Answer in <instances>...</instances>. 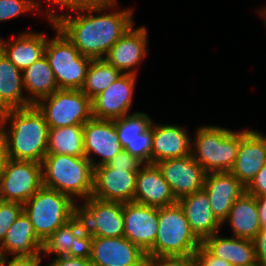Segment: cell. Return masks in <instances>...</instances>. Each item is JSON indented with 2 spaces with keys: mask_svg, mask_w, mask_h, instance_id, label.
I'll return each mask as SVG.
<instances>
[{
  "mask_svg": "<svg viewBox=\"0 0 266 266\" xmlns=\"http://www.w3.org/2000/svg\"><path fill=\"white\" fill-rule=\"evenodd\" d=\"M111 4V3H117V0H79L80 4Z\"/></svg>",
  "mask_w": 266,
  "mask_h": 266,
  "instance_id": "cell-45",
  "label": "cell"
},
{
  "mask_svg": "<svg viewBox=\"0 0 266 266\" xmlns=\"http://www.w3.org/2000/svg\"><path fill=\"white\" fill-rule=\"evenodd\" d=\"M23 211L37 237L44 242L78 213V205L70 196L42 186L23 204Z\"/></svg>",
  "mask_w": 266,
  "mask_h": 266,
  "instance_id": "cell-5",
  "label": "cell"
},
{
  "mask_svg": "<svg viewBox=\"0 0 266 266\" xmlns=\"http://www.w3.org/2000/svg\"><path fill=\"white\" fill-rule=\"evenodd\" d=\"M47 19L52 23L56 36L47 39L45 56L53 70L57 86L59 89L81 90L92 59L80 53L50 15Z\"/></svg>",
  "mask_w": 266,
  "mask_h": 266,
  "instance_id": "cell-6",
  "label": "cell"
},
{
  "mask_svg": "<svg viewBox=\"0 0 266 266\" xmlns=\"http://www.w3.org/2000/svg\"><path fill=\"white\" fill-rule=\"evenodd\" d=\"M0 122L7 135L9 158L42 163L47 154L49 126L35 105L6 110Z\"/></svg>",
  "mask_w": 266,
  "mask_h": 266,
  "instance_id": "cell-2",
  "label": "cell"
},
{
  "mask_svg": "<svg viewBox=\"0 0 266 266\" xmlns=\"http://www.w3.org/2000/svg\"><path fill=\"white\" fill-rule=\"evenodd\" d=\"M83 133L85 157L94 168L107 164L124 149L120 144L114 120L92 117L84 124ZM92 153L100 156L98 163L94 161Z\"/></svg>",
  "mask_w": 266,
  "mask_h": 266,
  "instance_id": "cell-16",
  "label": "cell"
},
{
  "mask_svg": "<svg viewBox=\"0 0 266 266\" xmlns=\"http://www.w3.org/2000/svg\"><path fill=\"white\" fill-rule=\"evenodd\" d=\"M41 4L36 0H0V22L19 17L23 13L40 11Z\"/></svg>",
  "mask_w": 266,
  "mask_h": 266,
  "instance_id": "cell-33",
  "label": "cell"
},
{
  "mask_svg": "<svg viewBox=\"0 0 266 266\" xmlns=\"http://www.w3.org/2000/svg\"><path fill=\"white\" fill-rule=\"evenodd\" d=\"M266 163V136L256 130L239 131V148L231 173L247 187Z\"/></svg>",
  "mask_w": 266,
  "mask_h": 266,
  "instance_id": "cell-19",
  "label": "cell"
},
{
  "mask_svg": "<svg viewBox=\"0 0 266 266\" xmlns=\"http://www.w3.org/2000/svg\"><path fill=\"white\" fill-rule=\"evenodd\" d=\"M159 229L147 256L195 255L202 242L191 230L181 206L176 203L158 208Z\"/></svg>",
  "mask_w": 266,
  "mask_h": 266,
  "instance_id": "cell-7",
  "label": "cell"
},
{
  "mask_svg": "<svg viewBox=\"0 0 266 266\" xmlns=\"http://www.w3.org/2000/svg\"><path fill=\"white\" fill-rule=\"evenodd\" d=\"M2 115H3V111L0 109V118H1Z\"/></svg>",
  "mask_w": 266,
  "mask_h": 266,
  "instance_id": "cell-48",
  "label": "cell"
},
{
  "mask_svg": "<svg viewBox=\"0 0 266 266\" xmlns=\"http://www.w3.org/2000/svg\"><path fill=\"white\" fill-rule=\"evenodd\" d=\"M121 74L105 59H92L81 91L92 100L115 82Z\"/></svg>",
  "mask_w": 266,
  "mask_h": 266,
  "instance_id": "cell-32",
  "label": "cell"
},
{
  "mask_svg": "<svg viewBox=\"0 0 266 266\" xmlns=\"http://www.w3.org/2000/svg\"><path fill=\"white\" fill-rule=\"evenodd\" d=\"M122 147L143 164L151 163L152 120L144 112H133L115 119Z\"/></svg>",
  "mask_w": 266,
  "mask_h": 266,
  "instance_id": "cell-12",
  "label": "cell"
},
{
  "mask_svg": "<svg viewBox=\"0 0 266 266\" xmlns=\"http://www.w3.org/2000/svg\"><path fill=\"white\" fill-rule=\"evenodd\" d=\"M116 6L117 3L66 4L59 8L75 11L78 15L73 17L71 13L65 15L53 10L50 16L82 55L91 59H104L111 47L134 24L131 8L105 13V9L111 11ZM93 12L102 14L94 15Z\"/></svg>",
  "mask_w": 266,
  "mask_h": 266,
  "instance_id": "cell-1",
  "label": "cell"
},
{
  "mask_svg": "<svg viewBox=\"0 0 266 266\" xmlns=\"http://www.w3.org/2000/svg\"><path fill=\"white\" fill-rule=\"evenodd\" d=\"M177 201L158 166L143 164L136 175L134 202L160 208Z\"/></svg>",
  "mask_w": 266,
  "mask_h": 266,
  "instance_id": "cell-22",
  "label": "cell"
},
{
  "mask_svg": "<svg viewBox=\"0 0 266 266\" xmlns=\"http://www.w3.org/2000/svg\"><path fill=\"white\" fill-rule=\"evenodd\" d=\"M202 245L211 254L226 260L232 266H248L257 261L255 246L250 239L223 237L218 232L205 239Z\"/></svg>",
  "mask_w": 266,
  "mask_h": 266,
  "instance_id": "cell-27",
  "label": "cell"
},
{
  "mask_svg": "<svg viewBox=\"0 0 266 266\" xmlns=\"http://www.w3.org/2000/svg\"><path fill=\"white\" fill-rule=\"evenodd\" d=\"M93 266H145L147 254L126 237H88Z\"/></svg>",
  "mask_w": 266,
  "mask_h": 266,
  "instance_id": "cell-11",
  "label": "cell"
},
{
  "mask_svg": "<svg viewBox=\"0 0 266 266\" xmlns=\"http://www.w3.org/2000/svg\"><path fill=\"white\" fill-rule=\"evenodd\" d=\"M136 75L121 74L107 89L92 99L94 118L115 120L130 113Z\"/></svg>",
  "mask_w": 266,
  "mask_h": 266,
  "instance_id": "cell-15",
  "label": "cell"
},
{
  "mask_svg": "<svg viewBox=\"0 0 266 266\" xmlns=\"http://www.w3.org/2000/svg\"><path fill=\"white\" fill-rule=\"evenodd\" d=\"M137 172L111 168L106 164L95 167L92 196L105 201H134Z\"/></svg>",
  "mask_w": 266,
  "mask_h": 266,
  "instance_id": "cell-18",
  "label": "cell"
},
{
  "mask_svg": "<svg viewBox=\"0 0 266 266\" xmlns=\"http://www.w3.org/2000/svg\"><path fill=\"white\" fill-rule=\"evenodd\" d=\"M246 191L256 197L266 196V163L246 187Z\"/></svg>",
  "mask_w": 266,
  "mask_h": 266,
  "instance_id": "cell-39",
  "label": "cell"
},
{
  "mask_svg": "<svg viewBox=\"0 0 266 266\" xmlns=\"http://www.w3.org/2000/svg\"><path fill=\"white\" fill-rule=\"evenodd\" d=\"M84 125L49 128L47 154L85 156Z\"/></svg>",
  "mask_w": 266,
  "mask_h": 266,
  "instance_id": "cell-31",
  "label": "cell"
},
{
  "mask_svg": "<svg viewBox=\"0 0 266 266\" xmlns=\"http://www.w3.org/2000/svg\"><path fill=\"white\" fill-rule=\"evenodd\" d=\"M12 41L0 38V50L21 71L45 55V33L22 32Z\"/></svg>",
  "mask_w": 266,
  "mask_h": 266,
  "instance_id": "cell-25",
  "label": "cell"
},
{
  "mask_svg": "<svg viewBox=\"0 0 266 266\" xmlns=\"http://www.w3.org/2000/svg\"><path fill=\"white\" fill-rule=\"evenodd\" d=\"M87 246V230L83 218L77 213L43 242L41 253L44 256L53 253L56 258L83 256L87 254Z\"/></svg>",
  "mask_w": 266,
  "mask_h": 266,
  "instance_id": "cell-21",
  "label": "cell"
},
{
  "mask_svg": "<svg viewBox=\"0 0 266 266\" xmlns=\"http://www.w3.org/2000/svg\"><path fill=\"white\" fill-rule=\"evenodd\" d=\"M106 165L111 168L126 169L127 171H139L143 163L123 149Z\"/></svg>",
  "mask_w": 266,
  "mask_h": 266,
  "instance_id": "cell-36",
  "label": "cell"
},
{
  "mask_svg": "<svg viewBox=\"0 0 266 266\" xmlns=\"http://www.w3.org/2000/svg\"><path fill=\"white\" fill-rule=\"evenodd\" d=\"M42 186L41 163L9 158L0 172L2 201L25 204Z\"/></svg>",
  "mask_w": 266,
  "mask_h": 266,
  "instance_id": "cell-9",
  "label": "cell"
},
{
  "mask_svg": "<svg viewBox=\"0 0 266 266\" xmlns=\"http://www.w3.org/2000/svg\"><path fill=\"white\" fill-rule=\"evenodd\" d=\"M42 253L30 256H13L7 261V256L0 258V266H41Z\"/></svg>",
  "mask_w": 266,
  "mask_h": 266,
  "instance_id": "cell-38",
  "label": "cell"
},
{
  "mask_svg": "<svg viewBox=\"0 0 266 266\" xmlns=\"http://www.w3.org/2000/svg\"><path fill=\"white\" fill-rule=\"evenodd\" d=\"M259 211V221L262 228H266V196L256 197Z\"/></svg>",
  "mask_w": 266,
  "mask_h": 266,
  "instance_id": "cell-43",
  "label": "cell"
},
{
  "mask_svg": "<svg viewBox=\"0 0 266 266\" xmlns=\"http://www.w3.org/2000/svg\"><path fill=\"white\" fill-rule=\"evenodd\" d=\"M194 257L199 266H232L226 260L211 254L203 245L198 248Z\"/></svg>",
  "mask_w": 266,
  "mask_h": 266,
  "instance_id": "cell-37",
  "label": "cell"
},
{
  "mask_svg": "<svg viewBox=\"0 0 266 266\" xmlns=\"http://www.w3.org/2000/svg\"><path fill=\"white\" fill-rule=\"evenodd\" d=\"M248 266H264V265H262L259 261H256L254 264Z\"/></svg>",
  "mask_w": 266,
  "mask_h": 266,
  "instance_id": "cell-47",
  "label": "cell"
},
{
  "mask_svg": "<svg viewBox=\"0 0 266 266\" xmlns=\"http://www.w3.org/2000/svg\"><path fill=\"white\" fill-rule=\"evenodd\" d=\"M23 91L22 71L0 50V109L4 112L32 106Z\"/></svg>",
  "mask_w": 266,
  "mask_h": 266,
  "instance_id": "cell-28",
  "label": "cell"
},
{
  "mask_svg": "<svg viewBox=\"0 0 266 266\" xmlns=\"http://www.w3.org/2000/svg\"><path fill=\"white\" fill-rule=\"evenodd\" d=\"M123 202L105 201L93 196L78 205L88 237L124 236Z\"/></svg>",
  "mask_w": 266,
  "mask_h": 266,
  "instance_id": "cell-10",
  "label": "cell"
},
{
  "mask_svg": "<svg viewBox=\"0 0 266 266\" xmlns=\"http://www.w3.org/2000/svg\"><path fill=\"white\" fill-rule=\"evenodd\" d=\"M35 106L49 128L84 125L92 117V100L81 90L59 89L41 98Z\"/></svg>",
  "mask_w": 266,
  "mask_h": 266,
  "instance_id": "cell-8",
  "label": "cell"
},
{
  "mask_svg": "<svg viewBox=\"0 0 266 266\" xmlns=\"http://www.w3.org/2000/svg\"><path fill=\"white\" fill-rule=\"evenodd\" d=\"M42 244L43 242L37 237L30 219L22 211L0 244V257H5L7 253L12 256L37 254L41 252Z\"/></svg>",
  "mask_w": 266,
  "mask_h": 266,
  "instance_id": "cell-26",
  "label": "cell"
},
{
  "mask_svg": "<svg viewBox=\"0 0 266 266\" xmlns=\"http://www.w3.org/2000/svg\"><path fill=\"white\" fill-rule=\"evenodd\" d=\"M43 187L84 200L92 196L94 167L85 157L46 154L42 163Z\"/></svg>",
  "mask_w": 266,
  "mask_h": 266,
  "instance_id": "cell-3",
  "label": "cell"
},
{
  "mask_svg": "<svg viewBox=\"0 0 266 266\" xmlns=\"http://www.w3.org/2000/svg\"><path fill=\"white\" fill-rule=\"evenodd\" d=\"M46 266H93L88 253L83 256H65L54 258Z\"/></svg>",
  "mask_w": 266,
  "mask_h": 266,
  "instance_id": "cell-40",
  "label": "cell"
},
{
  "mask_svg": "<svg viewBox=\"0 0 266 266\" xmlns=\"http://www.w3.org/2000/svg\"><path fill=\"white\" fill-rule=\"evenodd\" d=\"M177 203L183 209L191 230L201 242L220 232L223 225L214 216L208 195L203 189L180 198Z\"/></svg>",
  "mask_w": 266,
  "mask_h": 266,
  "instance_id": "cell-24",
  "label": "cell"
},
{
  "mask_svg": "<svg viewBox=\"0 0 266 266\" xmlns=\"http://www.w3.org/2000/svg\"><path fill=\"white\" fill-rule=\"evenodd\" d=\"M203 190L208 195L214 216L223 224L246 187L230 171H222L206 173Z\"/></svg>",
  "mask_w": 266,
  "mask_h": 266,
  "instance_id": "cell-20",
  "label": "cell"
},
{
  "mask_svg": "<svg viewBox=\"0 0 266 266\" xmlns=\"http://www.w3.org/2000/svg\"><path fill=\"white\" fill-rule=\"evenodd\" d=\"M156 165L177 200L203 189L206 172L192 154L166 159Z\"/></svg>",
  "mask_w": 266,
  "mask_h": 266,
  "instance_id": "cell-14",
  "label": "cell"
},
{
  "mask_svg": "<svg viewBox=\"0 0 266 266\" xmlns=\"http://www.w3.org/2000/svg\"><path fill=\"white\" fill-rule=\"evenodd\" d=\"M23 85L28 92L29 101L35 105L41 98L59 90L47 57L44 55L39 60L22 71Z\"/></svg>",
  "mask_w": 266,
  "mask_h": 266,
  "instance_id": "cell-30",
  "label": "cell"
},
{
  "mask_svg": "<svg viewBox=\"0 0 266 266\" xmlns=\"http://www.w3.org/2000/svg\"><path fill=\"white\" fill-rule=\"evenodd\" d=\"M192 139L191 154L206 173L231 171L239 148V131L201 126Z\"/></svg>",
  "mask_w": 266,
  "mask_h": 266,
  "instance_id": "cell-4",
  "label": "cell"
},
{
  "mask_svg": "<svg viewBox=\"0 0 266 266\" xmlns=\"http://www.w3.org/2000/svg\"><path fill=\"white\" fill-rule=\"evenodd\" d=\"M256 259L266 266V228H262L253 239Z\"/></svg>",
  "mask_w": 266,
  "mask_h": 266,
  "instance_id": "cell-41",
  "label": "cell"
},
{
  "mask_svg": "<svg viewBox=\"0 0 266 266\" xmlns=\"http://www.w3.org/2000/svg\"><path fill=\"white\" fill-rule=\"evenodd\" d=\"M46 2L48 1L50 8H47V13L46 15L49 16L51 12L53 11V8L51 9V5L56 4V6L60 7L62 5L66 4H71V5H79V0H45Z\"/></svg>",
  "mask_w": 266,
  "mask_h": 266,
  "instance_id": "cell-44",
  "label": "cell"
},
{
  "mask_svg": "<svg viewBox=\"0 0 266 266\" xmlns=\"http://www.w3.org/2000/svg\"><path fill=\"white\" fill-rule=\"evenodd\" d=\"M259 12H260L259 14L262 15L264 18L263 20L265 22V27H266V8L264 7V9Z\"/></svg>",
  "mask_w": 266,
  "mask_h": 266,
  "instance_id": "cell-46",
  "label": "cell"
},
{
  "mask_svg": "<svg viewBox=\"0 0 266 266\" xmlns=\"http://www.w3.org/2000/svg\"><path fill=\"white\" fill-rule=\"evenodd\" d=\"M8 160H9V154H8L7 135L5 132V128L0 122V172Z\"/></svg>",
  "mask_w": 266,
  "mask_h": 266,
  "instance_id": "cell-42",
  "label": "cell"
},
{
  "mask_svg": "<svg viewBox=\"0 0 266 266\" xmlns=\"http://www.w3.org/2000/svg\"><path fill=\"white\" fill-rule=\"evenodd\" d=\"M233 237L253 240L262 229L256 196L245 191L232 205L227 219Z\"/></svg>",
  "mask_w": 266,
  "mask_h": 266,
  "instance_id": "cell-29",
  "label": "cell"
},
{
  "mask_svg": "<svg viewBox=\"0 0 266 266\" xmlns=\"http://www.w3.org/2000/svg\"><path fill=\"white\" fill-rule=\"evenodd\" d=\"M179 125L152 123L151 164L191 154L192 138Z\"/></svg>",
  "mask_w": 266,
  "mask_h": 266,
  "instance_id": "cell-23",
  "label": "cell"
},
{
  "mask_svg": "<svg viewBox=\"0 0 266 266\" xmlns=\"http://www.w3.org/2000/svg\"><path fill=\"white\" fill-rule=\"evenodd\" d=\"M23 211V204L0 200V244L14 221Z\"/></svg>",
  "mask_w": 266,
  "mask_h": 266,
  "instance_id": "cell-34",
  "label": "cell"
},
{
  "mask_svg": "<svg viewBox=\"0 0 266 266\" xmlns=\"http://www.w3.org/2000/svg\"><path fill=\"white\" fill-rule=\"evenodd\" d=\"M194 255L147 256L145 266H195Z\"/></svg>",
  "mask_w": 266,
  "mask_h": 266,
  "instance_id": "cell-35",
  "label": "cell"
},
{
  "mask_svg": "<svg viewBox=\"0 0 266 266\" xmlns=\"http://www.w3.org/2000/svg\"><path fill=\"white\" fill-rule=\"evenodd\" d=\"M124 237L148 254L158 234V208L126 202L123 207Z\"/></svg>",
  "mask_w": 266,
  "mask_h": 266,
  "instance_id": "cell-13",
  "label": "cell"
},
{
  "mask_svg": "<svg viewBox=\"0 0 266 266\" xmlns=\"http://www.w3.org/2000/svg\"><path fill=\"white\" fill-rule=\"evenodd\" d=\"M148 30L144 26L134 28V24L111 47L104 59L122 74L137 76L138 65L147 55ZM136 68V69H135Z\"/></svg>",
  "mask_w": 266,
  "mask_h": 266,
  "instance_id": "cell-17",
  "label": "cell"
}]
</instances>
